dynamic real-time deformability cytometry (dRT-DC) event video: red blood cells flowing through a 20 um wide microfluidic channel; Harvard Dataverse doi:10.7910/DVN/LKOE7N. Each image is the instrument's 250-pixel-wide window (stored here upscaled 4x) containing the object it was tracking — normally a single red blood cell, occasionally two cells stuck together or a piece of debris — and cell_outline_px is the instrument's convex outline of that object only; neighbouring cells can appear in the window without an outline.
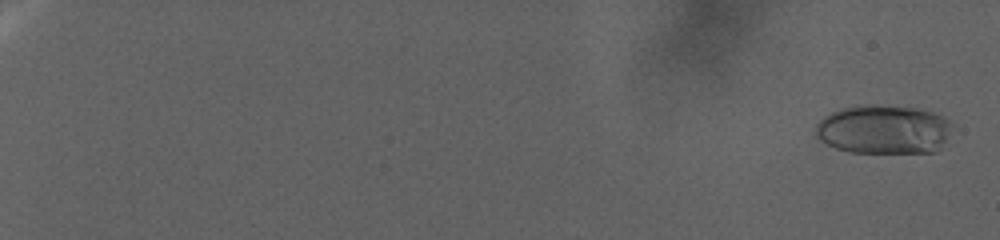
{"species": "human", "species_latin": "Homo sapiens", "temperature_condition": "warm", "stored_images_in_passage": 131, "camera_frame_rate_fps": 3000, "um_per_image_px": 0.085, "donor": {"sex": "female"}, "frame": {"image": 1, "passage_image": 5, "time_ms": 1.333, "image_size_px": [1000, 240], "cell_outline_px": [[952, 124], [940, 148], [936, 152], [848, 152], [836, 148], [820, 140], [816, 136], [816, 124], [824, 116], [840, 108], [864, 104], [876, 104], [916, 108], [932, 112], [944, 116]], "centroid_in_image_um": [75.08, 10.99], "position_along_channel_um": 9.9, "area_um2": 38.96}}
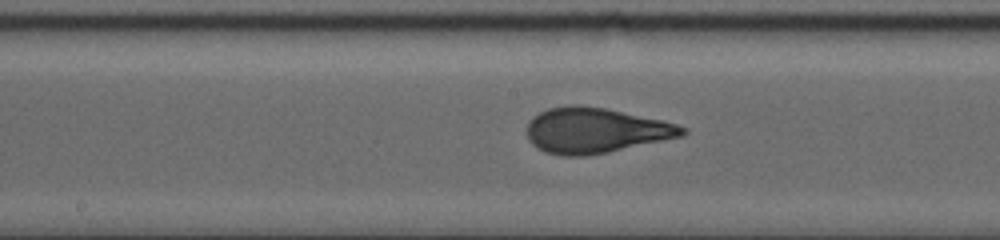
{"frame": {"image": 2, "passage_image": 81, "time_ms": 26.667, "image_size_px": [1000, 240], "cell_outline_px": [[688, 132], [684, 136], [608, 152], [584, 156], [560, 156], [544, 152], [536, 148], [528, 140], [528, 124], [540, 112], [548, 108], [576, 104], [604, 108], [660, 120], [676, 124], [688, 128]], "centroid_in_image_um": [50.62, 11.1], "position_along_channel_um": 197.6, "area_um2": 40.86}}
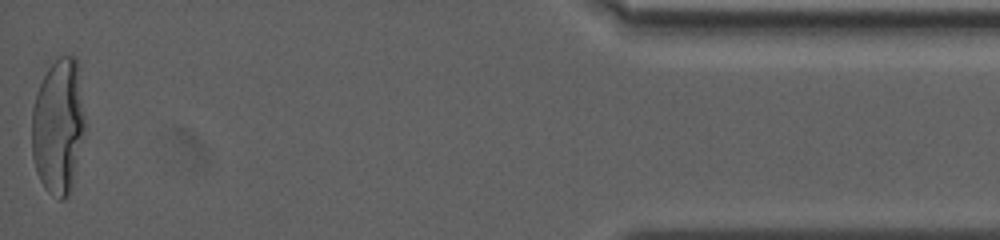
{"frame": {"image": 3, "passage_image": 131, "time_ms": 43.333, "image_size_px": [1000, 240], "cell_outline_px": [[84, 124], [72, 184], [68, 196], [64, 200], [60, 200], [48, 192], [44, 188], [36, 172], [32, 156], [32, 108], [40, 84], [48, 68], [60, 56], [76, 56], [84, 120]], "centroid_in_image_um": [4.91, 10.76], "position_along_channel_um": 430.3, "area_um2": 41.1}}